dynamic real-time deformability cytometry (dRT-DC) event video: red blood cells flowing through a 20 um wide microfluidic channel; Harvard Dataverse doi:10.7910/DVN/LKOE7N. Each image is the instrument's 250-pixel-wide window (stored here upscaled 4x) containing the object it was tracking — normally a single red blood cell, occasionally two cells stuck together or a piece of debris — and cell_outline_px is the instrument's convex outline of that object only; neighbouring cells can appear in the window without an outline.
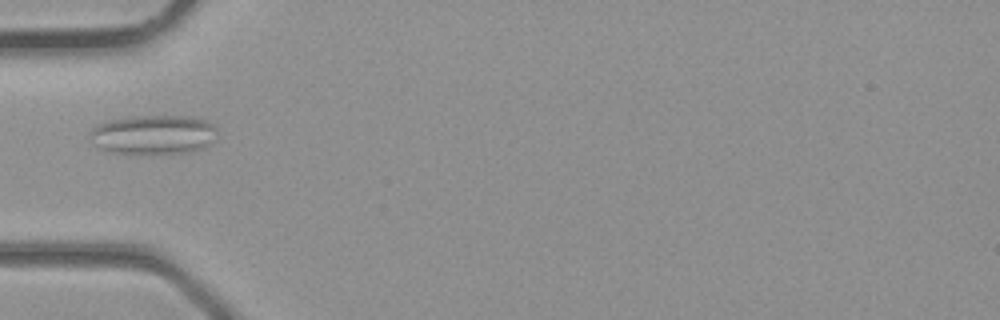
{"species": "common noctule bat (a hibernating species)", "species_latin": "Nyctalus noctula", "temperature_condition": "room temperature", "stored_images_in_passage": 28, "camera_frame_rate_fps": 3000, "um_per_image_px": 0.085, "animal": {"sex": "male", "body_mass_g": 23.1, "forearm_length_mm": 52.7}, "frame": {"image": 1, "passage_image": 2, "time_ms": 0.333, "image_size_px": [1000, 320], "cell_outline_px": [[216, 128], [212, 140], [204, 148], [172, 156], [112, 152], [100, 148], [92, 144], [92, 128], [100, 124], [112, 120], [132, 116], [192, 116], [204, 120], [212, 124]], "centroid_in_image_um": [13.06, 11.48], "position_along_channel_um": 71.9, "area_um2": 29.42}}
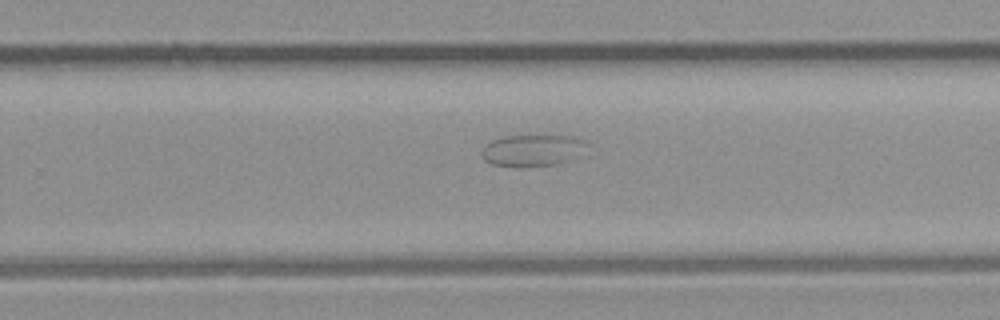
{"frame": {"image": 2, "passage_image": 14, "time_ms": 4.333, "image_size_px": [1000, 320], "cell_outline_px": [[588, 144], [576, 160], [556, 164], [528, 168], [516, 168], [492, 164], [484, 160], [480, 156], [480, 152], [492, 140], [504, 136], [544, 132], [572, 136], [588, 140]], "centroid_in_image_um": [45.33, 12.75], "position_along_channel_um": 284.5, "area_um2": 21.04}}
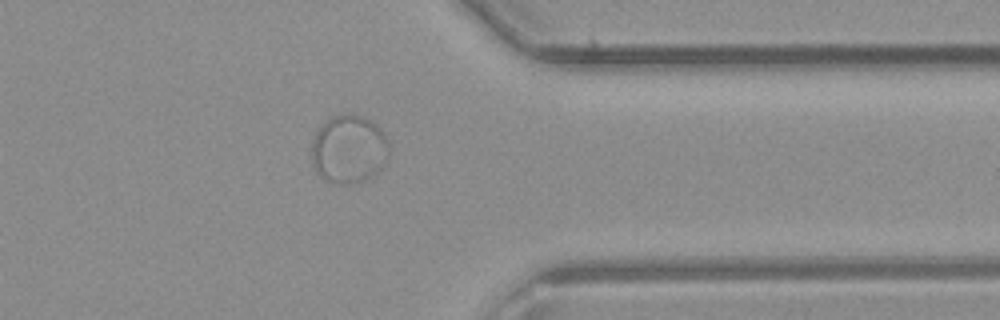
{"frame": {"image": 3, "passage_image": 20, "time_ms": 6.333, "image_size_px": [1000, 320], "cell_outline_px": [[388, 160], [372, 176], [364, 180], [352, 184], [344, 184], [328, 180], [320, 176], [316, 172], [312, 164], [312, 140], [320, 124], [332, 116], [344, 112], [356, 112], [364, 116], [376, 124], [380, 128], [388, 140]], "centroid_in_image_um": [29.65, 12.63], "position_along_channel_um": 381.8, "area_um2": 31.33}}